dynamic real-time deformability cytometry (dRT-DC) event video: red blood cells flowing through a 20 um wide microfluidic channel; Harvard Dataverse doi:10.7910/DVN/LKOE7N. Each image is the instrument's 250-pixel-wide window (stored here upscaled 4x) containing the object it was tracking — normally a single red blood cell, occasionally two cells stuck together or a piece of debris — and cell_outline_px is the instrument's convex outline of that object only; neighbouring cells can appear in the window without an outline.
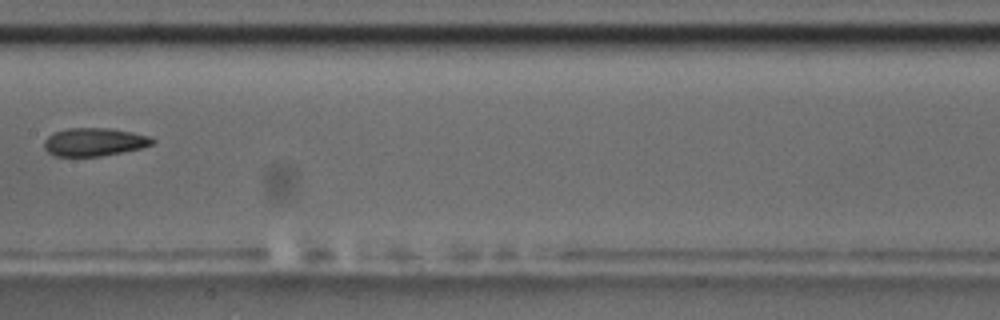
{"species": "common noctule bat (a hibernating species)", "species_latin": "Nyctalus noctula", "temperature_condition": "room temperature", "stored_images_in_passage": 11, "camera_frame_rate_fps": 3000, "um_per_image_px": 0.085, "animal": {"sex": "male", "body_mass_g": 17.5, "forearm_length_mm": 52.3}, "frame": {"image": 1, "passage_image": 4, "time_ms": 3.667, "image_size_px": [1000, 320], "cell_outline_px": [[156, 140], [152, 144], [140, 148], [100, 156], [56, 156], [48, 152], [44, 148], [44, 140], [48, 136], [56, 132], [68, 128], [112, 128], [152, 136]], "centroid_in_image_um": [8.03, 12.06], "position_along_channel_um": 199.4, "area_um2": 17.69}, "authors_computed_cell_mechanics": {"area_um2": 18.0336, "velocity_mm_per_s": 3.6315, "shape_relaxation_time_tau1_ms": null, "shape_relaxation_time_tau2_ms": 5.7586, "deformation_change_tau1": null, "deformation_change_tau2": 0.1015}}